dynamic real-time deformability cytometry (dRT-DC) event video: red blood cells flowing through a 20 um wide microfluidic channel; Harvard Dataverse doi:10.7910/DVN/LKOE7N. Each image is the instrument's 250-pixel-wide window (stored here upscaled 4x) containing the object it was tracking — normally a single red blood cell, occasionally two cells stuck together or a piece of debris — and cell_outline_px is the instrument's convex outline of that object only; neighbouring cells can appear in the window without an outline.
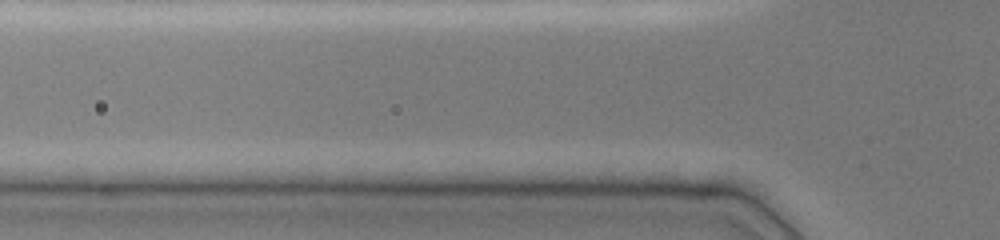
{"species": "common noctule bat (a hibernating species)", "species_latin": "Nyctalus noctula", "temperature_condition": "cold", "stored_images_in_passage": 2, "camera_frame_rate_fps": 3000, "um_per_image_px": 0.085, "animal": {"sex": "female", "body_mass_g": 19.0, "forearm_length_mm": 51.5}, "frame": {"image": 1, "passage_image": 2, "time_ms": 0.667, "image_size_px": [1000, 240], "cell_outline_px": [[660, 188], [644, 192], [516, 192], [508, 188], [516, 180], [652, 180]], "centroid_in_image_um": [49.59, 15.81], "position_along_channel_um": 76.2, "area_um2": 12.37}}